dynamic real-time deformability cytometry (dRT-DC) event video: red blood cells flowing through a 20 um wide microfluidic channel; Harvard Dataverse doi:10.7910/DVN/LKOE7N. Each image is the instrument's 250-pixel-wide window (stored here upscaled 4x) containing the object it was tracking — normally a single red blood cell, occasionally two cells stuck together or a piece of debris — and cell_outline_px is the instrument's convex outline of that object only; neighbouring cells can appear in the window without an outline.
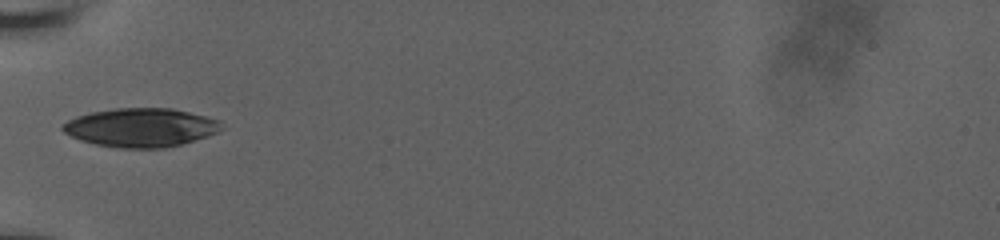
{"species": "human", "species_latin": "Homo sapiens", "temperature_condition": "room temperature", "stored_images_in_passage": 15, "camera_frame_rate_fps": 3000, "um_per_image_px": 0.085, "donor": {"sex": "male"}, "frame": {"image": 1, "passage_image": 1, "time_ms": 0.0, "image_size_px": [1000, 240], "cell_outline_px": [[224, 128], [220, 132], [208, 136], [180, 144], [164, 148], [120, 148], [96, 144], [80, 140], [64, 132], [60, 128], [68, 120], [76, 116], [92, 112], [116, 108], [172, 108], [220, 120]], "centroid_in_image_um": [12.0, 10.84], "position_along_channel_um": 73.0, "area_um2": 35.78}}
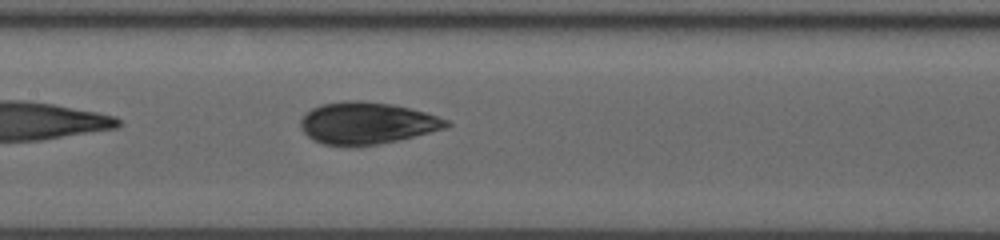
{"frame": {"image": 2, "passage_image": 9, "time_ms": 2.667, "image_size_px": [1000, 240], "cell_outline_px": [[452, 124], [444, 128], [380, 144], [348, 148], [324, 144], [312, 140], [300, 128], [300, 120], [304, 112], [320, 104], [348, 100], [360, 100], [392, 104], [424, 112], [448, 120]], "centroid_in_image_um": [31.09, 10.48], "position_along_channel_um": 176.3, "area_um2": 35.84}}
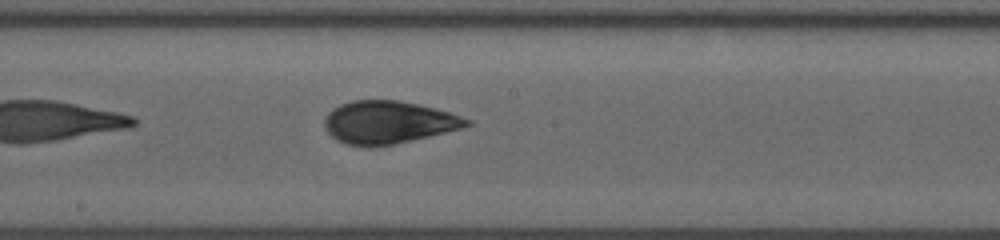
{"frame": {"image": 3, "passage_image": 12, "time_ms": 3.667, "image_size_px": [1000, 240], "cell_outline_px": [[472, 124], [464, 128], [412, 140], [372, 148], [368, 148], [348, 144], [336, 140], [328, 132], [324, 124], [324, 120], [328, 112], [332, 108], [340, 104], [352, 100], [396, 100], [420, 104], [436, 108], [472, 120]], "centroid_in_image_um": [33.01, 10.4], "position_along_channel_um": 215.2, "area_um2": 35.6}}